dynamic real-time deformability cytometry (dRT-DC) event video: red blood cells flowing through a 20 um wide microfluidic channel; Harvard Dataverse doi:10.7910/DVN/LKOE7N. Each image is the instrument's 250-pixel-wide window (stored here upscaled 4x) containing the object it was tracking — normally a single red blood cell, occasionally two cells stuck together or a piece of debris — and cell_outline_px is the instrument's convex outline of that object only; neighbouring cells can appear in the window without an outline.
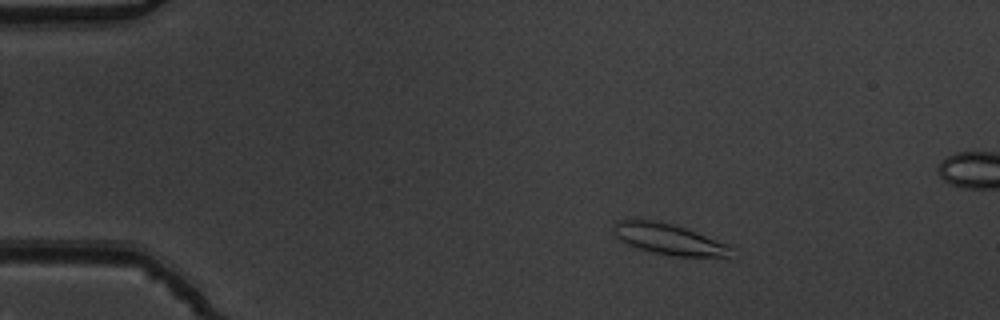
{"species": "common noctule bat (a hibernating species)", "species_latin": "Nyctalus noctula", "temperature_condition": "warm", "stored_images_in_passage": 50, "segment_of_instrument_passage": [1, 2], "camera_frame_rate_fps": 3000, "um_per_image_px": 0.085, "animal": {"sex": "male", "body_mass_g": 19.5, "forearm_length_mm": 54.6}, "frame": {"image": 1, "passage_image": 5, "time_ms": 1.333, "image_size_px": [1000, 320], "cell_outline_px": [[732, 248], [728, 256], [676, 256], [652, 252], [628, 244], [620, 240], [612, 232], [612, 224], [616, 220], [656, 220], [672, 224], [696, 232], [728, 244]], "centroid_in_image_um": [56.78, 20.31], "position_along_channel_um": 28.2, "area_um2": 20.81}}
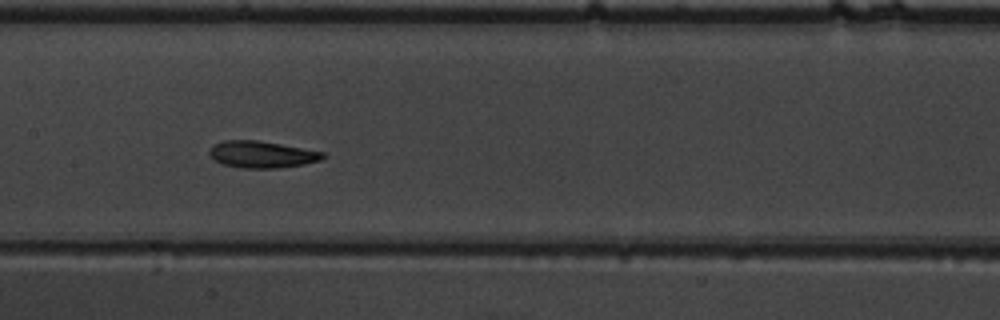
{"frame": {"image": 2, "passage_image": 23, "time_ms": 7.333, "image_size_px": [1000, 320], "cell_outline_px": [[328, 156], [320, 160], [304, 164], [276, 168], [240, 168], [224, 164], [216, 160], [208, 152], [212, 144], [224, 140], [256, 140], [280, 144], [324, 152]], "centroid_in_image_um": [22.26, 13.12], "position_along_channel_um": 185.1, "area_um2": 17.63}}
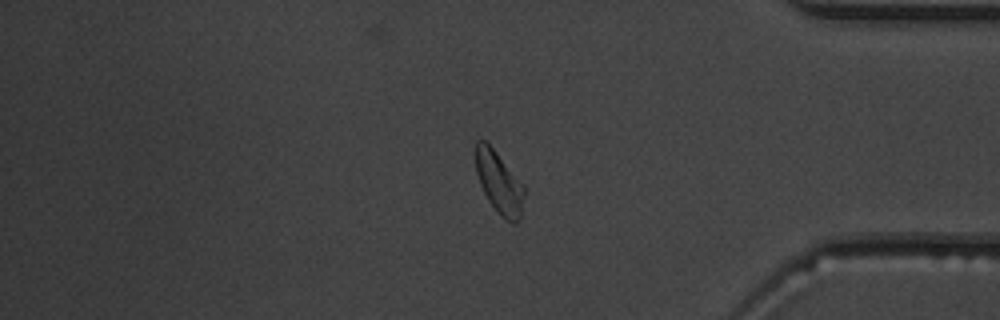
{"frame": {"image": 3, "passage_image": 41, "time_ms": 13.333, "image_size_px": [1000, 320], "cell_outline_px": [[524, 196], [520, 220], [516, 224], [512, 224], [504, 220], [496, 212], [488, 200], [480, 184], [476, 172], [476, 140], [484, 140], [496, 152], [524, 184]], "centroid_in_image_um": [42.45, 15.58], "position_along_channel_um": 392.8, "area_um2": 17.63}}